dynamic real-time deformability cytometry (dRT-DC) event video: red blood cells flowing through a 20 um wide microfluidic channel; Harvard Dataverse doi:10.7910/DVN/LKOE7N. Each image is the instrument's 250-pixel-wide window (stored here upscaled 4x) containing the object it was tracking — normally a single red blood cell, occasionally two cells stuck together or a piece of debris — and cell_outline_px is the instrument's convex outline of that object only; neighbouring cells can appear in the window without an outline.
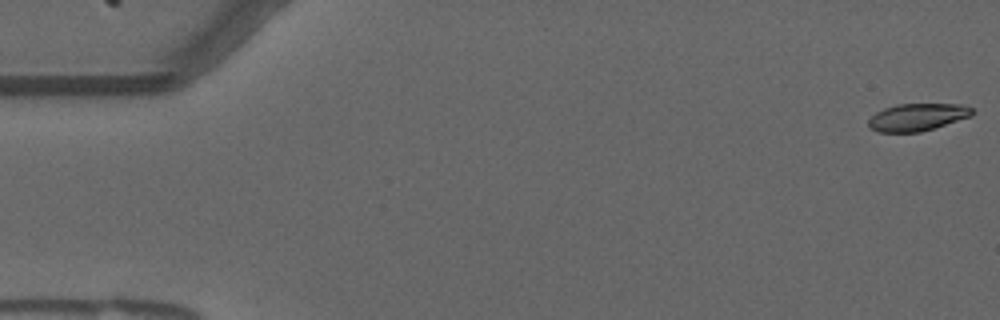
{"species": "common noctule bat (a hibernating species)", "species_latin": "Nyctalus noctula", "temperature_condition": "warm", "stored_images_in_passage": 56, "camera_frame_rate_fps": 3000, "um_per_image_px": 0.085, "animal": {"sex": "male", "forearm_length_mm": 52.5}, "frame": {"image": 1, "passage_image": 1, "time_ms": 0.0, "image_size_px": [1000, 320], "cell_outline_px": [[976, 112], [972, 116], [920, 132], [876, 132], [868, 124], [868, 120], [876, 112], [884, 108], [896, 104], [960, 104], [972, 108]], "centroid_in_image_um": [77.99, 9.95], "position_along_channel_um": 7.0, "area_um2": 16.53}}
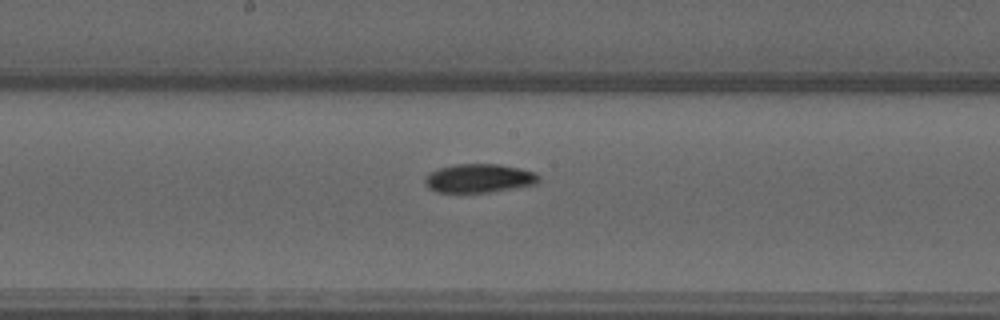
{"frame": {"image": 2, "passage_image": 29, "time_ms": 9.333, "image_size_px": [1000, 320], "cell_outline_px": [[540, 180], [536, 184], [492, 192], [436, 192], [428, 188], [424, 180], [432, 172], [440, 168], [456, 164], [500, 164], [520, 168], [536, 172], [540, 176]], "centroid_in_image_um": [40.78, 15.15], "position_along_channel_um": 207.4, "area_um2": 19.02}}
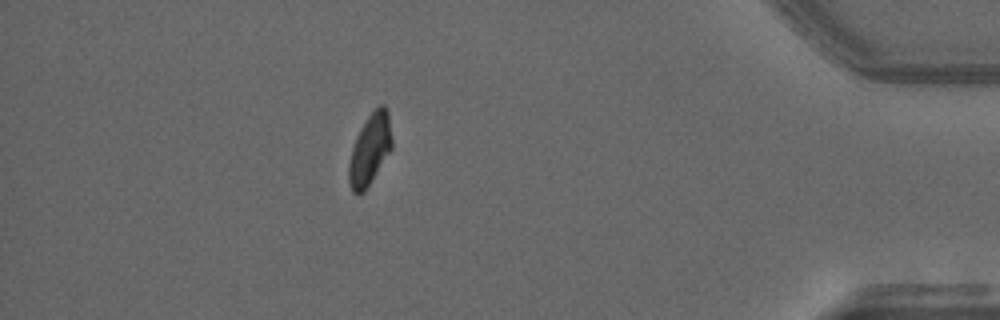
{"frame": {"image": 3, "passage_image": 49, "time_ms": 16.0, "image_size_px": [1000, 320], "cell_outline_px": [[392, 148], [364, 192], [356, 196], [352, 192], [348, 180], [348, 164], [352, 148], [356, 136], [360, 128], [368, 116], [380, 104], [384, 104], [388, 112], [392, 140]], "centroid_in_image_um": [31.42, 12.72], "position_along_channel_um": 403.8, "area_um2": 17.8}, "authors_computed_cell_mechanics": {"area_um2": 18.1203, "velocity_mm_per_s": 3.6971, "shape_relaxation_time_tau1_ms": null, "shape_relaxation_time_tau2_ms": 6.1959, "deformation_change_tau1": null, "deformation_change_tau2": 0.0944}}